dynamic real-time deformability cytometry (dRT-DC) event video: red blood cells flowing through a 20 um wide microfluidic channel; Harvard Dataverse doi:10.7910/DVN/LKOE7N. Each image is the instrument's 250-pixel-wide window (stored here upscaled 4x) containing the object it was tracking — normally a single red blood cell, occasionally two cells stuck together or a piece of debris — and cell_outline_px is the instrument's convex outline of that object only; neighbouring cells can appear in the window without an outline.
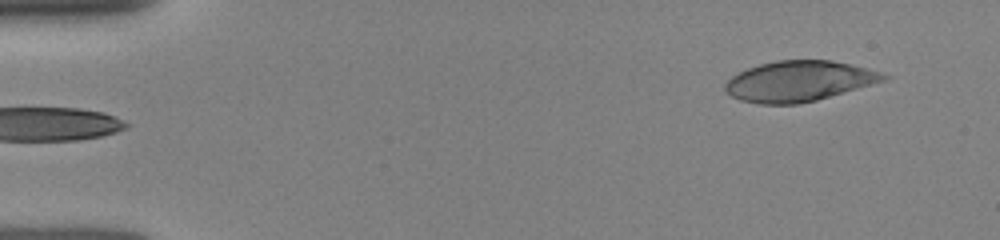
{"species": "human", "species_latin": "Homo sapiens", "temperature_condition": "room temperature", "stored_images_in_passage": 4, "camera_frame_rate_fps": 3000, "um_per_image_px": 0.085, "donor": {"sex": "female"}, "frame": {"image": 1, "passage_image": 1, "time_ms": 0.0, "image_size_px": [1000, 240], "cell_outline_px": [[892, 76], [884, 80], [816, 100], [796, 104], [760, 104], [740, 100], [732, 96], [724, 88], [724, 84], [732, 76], [748, 68], [760, 64], [776, 60], [832, 60], [852, 64], [880, 72]], "centroid_in_image_um": [67.89, 6.89], "position_along_channel_um": 17.1, "area_um2": 36.99}}
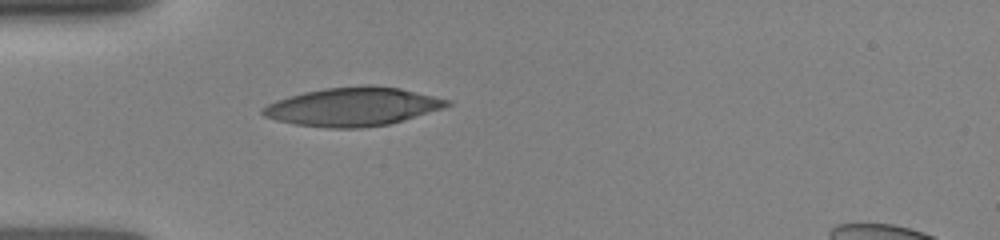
{"frame": {"image": 2, "passage_image": 4, "time_ms": 3.333, "image_size_px": [1000, 240], "cell_outline_px": [[452, 104], [444, 108], [388, 124], [360, 128], [328, 128], [296, 124], [276, 120], [264, 116], [260, 112], [268, 104], [276, 100], [288, 96], [304, 92], [328, 88], [368, 84], [372, 84], [400, 88], [452, 100]], "centroid_in_image_um": [30.01, 9.06], "position_along_channel_um": 55.0, "area_um2": 41.33}}